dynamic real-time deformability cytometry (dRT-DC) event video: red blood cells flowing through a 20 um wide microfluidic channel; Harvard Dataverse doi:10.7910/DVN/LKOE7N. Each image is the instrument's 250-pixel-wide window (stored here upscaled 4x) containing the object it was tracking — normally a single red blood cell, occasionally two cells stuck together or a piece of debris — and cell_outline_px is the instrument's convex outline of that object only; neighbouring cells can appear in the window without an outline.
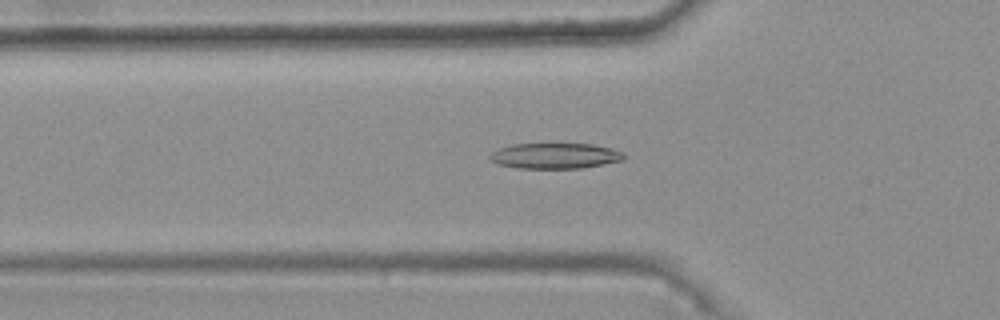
{"species": "common noctule bat (a hibernating species)", "species_latin": "Nyctalus noctula", "temperature_condition": "warm", "stored_images_in_passage": 40, "camera_frame_rate_fps": 3000, "um_per_image_px": 0.085, "animal": {"sex": "female", "body_mass_g": 25.1}, "frame": {"image": 1, "passage_image": 11, "time_ms": 3.333, "image_size_px": [1000, 320], "cell_outline_px": [[624, 160], [580, 168], [516, 168], [496, 164], [488, 160], [488, 156], [492, 152], [500, 148], [512, 144], [552, 140], [592, 144], [624, 152]], "centroid_in_image_um": [47.1, 13.19], "position_along_channel_um": 78.7, "area_um2": 21.1}}
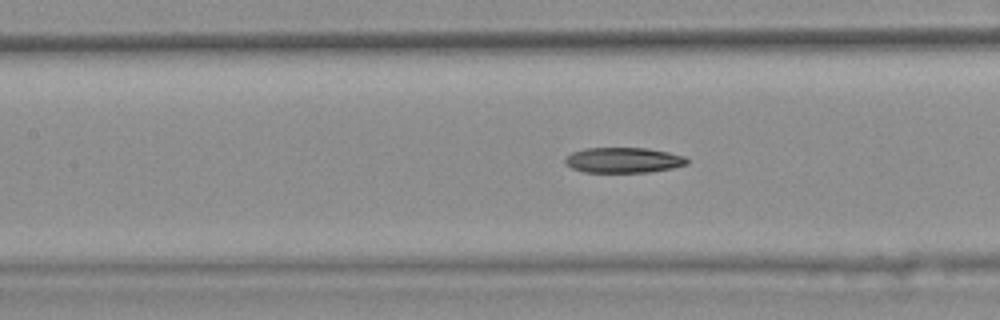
{"frame": {"image": 2, "passage_image": 17, "time_ms": 5.333, "image_size_px": [1000, 320], "cell_outline_px": [[688, 164], [672, 168], [648, 172], [584, 172], [572, 168], [564, 164], [564, 160], [572, 152], [584, 148], [648, 148], [668, 152], [684, 156], [688, 160]], "centroid_in_image_um": [52.98, 13.61], "position_along_channel_um": 154.4, "area_um2": 18.03}}
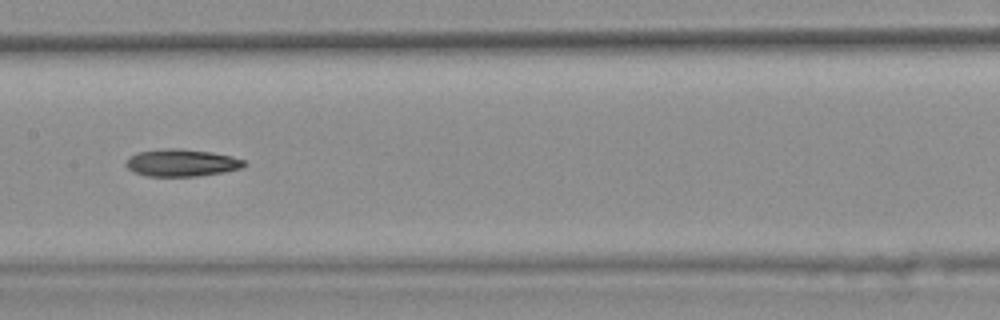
{"frame": {"image": 3, "passage_image": 20, "time_ms": 6.333, "image_size_px": [1000, 320], "cell_outline_px": [[248, 164], [244, 168], [224, 172], [196, 176], [148, 176], [132, 172], [124, 164], [136, 152], [168, 148], [176, 148], [212, 152], [232, 156], [244, 160]], "centroid_in_image_um": [15.47, 13.84], "position_along_channel_um": 191.9, "area_um2": 18.84}}